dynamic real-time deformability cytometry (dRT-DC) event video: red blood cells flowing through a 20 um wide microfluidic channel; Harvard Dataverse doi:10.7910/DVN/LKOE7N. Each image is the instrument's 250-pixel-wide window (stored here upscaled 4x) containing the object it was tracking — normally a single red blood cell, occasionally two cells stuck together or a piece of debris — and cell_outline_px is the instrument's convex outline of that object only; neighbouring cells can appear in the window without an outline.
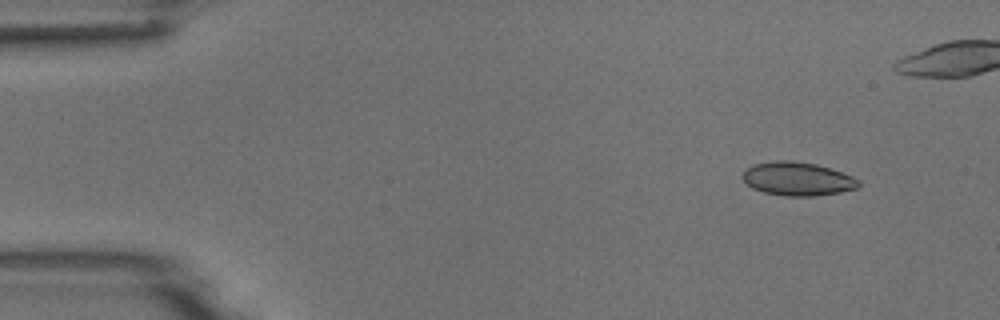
{"species": "common noctule bat (a hibernating species)", "species_latin": "Nyctalus noctula", "temperature_condition": "room temperature", "stored_images_in_passage": 5, "camera_frame_rate_fps": 3000, "um_per_image_px": 0.085, "animal": {"sex": "male", "body_mass_g": 18.8}, "frame": {"image": 1, "passage_image": 1, "time_ms": 0.0, "image_size_px": [1000, 320], "cell_outline_px": [[860, 184], [856, 188], [840, 192], [812, 196], [784, 196], [764, 192], [752, 188], [740, 176], [744, 168], [752, 164], [776, 160], [788, 160], [816, 164], [852, 176], [860, 180]], "centroid_in_image_um": [67.73, 15.19], "position_along_channel_um": 17.3, "area_um2": 22.72}}